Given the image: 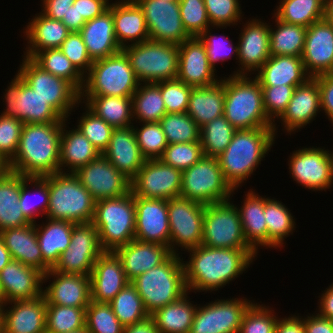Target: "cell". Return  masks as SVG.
<instances>
[{
    "instance_id": "8fae6325",
    "label": "cell",
    "mask_w": 333,
    "mask_h": 333,
    "mask_svg": "<svg viewBox=\"0 0 333 333\" xmlns=\"http://www.w3.org/2000/svg\"><path fill=\"white\" fill-rule=\"evenodd\" d=\"M19 67V76L63 119L82 104L80 92L70 82L44 71L32 59L24 57Z\"/></svg>"
},
{
    "instance_id": "74e56055",
    "label": "cell",
    "mask_w": 333,
    "mask_h": 333,
    "mask_svg": "<svg viewBox=\"0 0 333 333\" xmlns=\"http://www.w3.org/2000/svg\"><path fill=\"white\" fill-rule=\"evenodd\" d=\"M225 103L224 79L214 85L193 87L187 114L201 128L206 123L223 116Z\"/></svg>"
},
{
    "instance_id": "681fc988",
    "label": "cell",
    "mask_w": 333,
    "mask_h": 333,
    "mask_svg": "<svg viewBox=\"0 0 333 333\" xmlns=\"http://www.w3.org/2000/svg\"><path fill=\"white\" fill-rule=\"evenodd\" d=\"M236 129L224 117L216 118L200 128L204 156L217 158L230 144Z\"/></svg>"
},
{
    "instance_id": "b9fcfbb0",
    "label": "cell",
    "mask_w": 333,
    "mask_h": 333,
    "mask_svg": "<svg viewBox=\"0 0 333 333\" xmlns=\"http://www.w3.org/2000/svg\"><path fill=\"white\" fill-rule=\"evenodd\" d=\"M123 333H159L153 318L149 315L142 321L125 326Z\"/></svg>"
},
{
    "instance_id": "be15d7a7",
    "label": "cell",
    "mask_w": 333,
    "mask_h": 333,
    "mask_svg": "<svg viewBox=\"0 0 333 333\" xmlns=\"http://www.w3.org/2000/svg\"><path fill=\"white\" fill-rule=\"evenodd\" d=\"M211 28L212 27L207 28L199 36V39L205 45L209 65L216 71L215 65L217 62H224L233 56H236L235 58L238 59V42L235 46V44L228 38V36H224V33L221 36L212 34Z\"/></svg>"
},
{
    "instance_id": "91938a15",
    "label": "cell",
    "mask_w": 333,
    "mask_h": 333,
    "mask_svg": "<svg viewBox=\"0 0 333 333\" xmlns=\"http://www.w3.org/2000/svg\"><path fill=\"white\" fill-rule=\"evenodd\" d=\"M203 156L201 142L196 141L168 144L159 159L169 166L183 171L197 163Z\"/></svg>"
},
{
    "instance_id": "7402d4cb",
    "label": "cell",
    "mask_w": 333,
    "mask_h": 333,
    "mask_svg": "<svg viewBox=\"0 0 333 333\" xmlns=\"http://www.w3.org/2000/svg\"><path fill=\"white\" fill-rule=\"evenodd\" d=\"M135 239L169 247L168 200L135 196Z\"/></svg>"
},
{
    "instance_id": "89a4df30",
    "label": "cell",
    "mask_w": 333,
    "mask_h": 333,
    "mask_svg": "<svg viewBox=\"0 0 333 333\" xmlns=\"http://www.w3.org/2000/svg\"><path fill=\"white\" fill-rule=\"evenodd\" d=\"M320 89L321 110L333 125V73L314 77Z\"/></svg>"
},
{
    "instance_id": "d6986e66",
    "label": "cell",
    "mask_w": 333,
    "mask_h": 333,
    "mask_svg": "<svg viewBox=\"0 0 333 333\" xmlns=\"http://www.w3.org/2000/svg\"><path fill=\"white\" fill-rule=\"evenodd\" d=\"M144 12L149 40L180 45L190 38L183 27L179 2L135 0Z\"/></svg>"
},
{
    "instance_id": "4fadbf2b",
    "label": "cell",
    "mask_w": 333,
    "mask_h": 333,
    "mask_svg": "<svg viewBox=\"0 0 333 333\" xmlns=\"http://www.w3.org/2000/svg\"><path fill=\"white\" fill-rule=\"evenodd\" d=\"M204 212L205 204L194 200L182 197L168 200L169 249L172 253L180 254L177 246L185 251L202 245Z\"/></svg>"
},
{
    "instance_id": "30bf717a",
    "label": "cell",
    "mask_w": 333,
    "mask_h": 333,
    "mask_svg": "<svg viewBox=\"0 0 333 333\" xmlns=\"http://www.w3.org/2000/svg\"><path fill=\"white\" fill-rule=\"evenodd\" d=\"M235 190L237 189H233L226 181L215 157L203 156L197 163L182 171V198L206 205L231 199Z\"/></svg>"
},
{
    "instance_id": "f907efd6",
    "label": "cell",
    "mask_w": 333,
    "mask_h": 333,
    "mask_svg": "<svg viewBox=\"0 0 333 333\" xmlns=\"http://www.w3.org/2000/svg\"><path fill=\"white\" fill-rule=\"evenodd\" d=\"M113 312L125 327L149 316L136 287L129 282L110 302Z\"/></svg>"
},
{
    "instance_id": "ab89813d",
    "label": "cell",
    "mask_w": 333,
    "mask_h": 333,
    "mask_svg": "<svg viewBox=\"0 0 333 333\" xmlns=\"http://www.w3.org/2000/svg\"><path fill=\"white\" fill-rule=\"evenodd\" d=\"M45 222L35 223L37 240L43 261L53 268L70 244L74 223L49 218Z\"/></svg>"
},
{
    "instance_id": "f1b7e54d",
    "label": "cell",
    "mask_w": 333,
    "mask_h": 333,
    "mask_svg": "<svg viewBox=\"0 0 333 333\" xmlns=\"http://www.w3.org/2000/svg\"><path fill=\"white\" fill-rule=\"evenodd\" d=\"M113 252L120 259L130 282L138 275L162 264L172 254L167 246L136 239L116 248Z\"/></svg>"
},
{
    "instance_id": "f546056e",
    "label": "cell",
    "mask_w": 333,
    "mask_h": 333,
    "mask_svg": "<svg viewBox=\"0 0 333 333\" xmlns=\"http://www.w3.org/2000/svg\"><path fill=\"white\" fill-rule=\"evenodd\" d=\"M3 333H46L44 295L32 300L7 302L4 305Z\"/></svg>"
},
{
    "instance_id": "9a60e30c",
    "label": "cell",
    "mask_w": 333,
    "mask_h": 333,
    "mask_svg": "<svg viewBox=\"0 0 333 333\" xmlns=\"http://www.w3.org/2000/svg\"><path fill=\"white\" fill-rule=\"evenodd\" d=\"M103 252L98 230L92 222L74 224L70 244L52 269L61 273L90 275Z\"/></svg>"
},
{
    "instance_id": "9c48e42d",
    "label": "cell",
    "mask_w": 333,
    "mask_h": 333,
    "mask_svg": "<svg viewBox=\"0 0 333 333\" xmlns=\"http://www.w3.org/2000/svg\"><path fill=\"white\" fill-rule=\"evenodd\" d=\"M140 83H158L177 78V44L147 40L122 48Z\"/></svg>"
},
{
    "instance_id": "277c9868",
    "label": "cell",
    "mask_w": 333,
    "mask_h": 333,
    "mask_svg": "<svg viewBox=\"0 0 333 333\" xmlns=\"http://www.w3.org/2000/svg\"><path fill=\"white\" fill-rule=\"evenodd\" d=\"M249 75L224 77L225 103L223 116L236 130L273 127L264 108L263 91L258 80ZM251 78V79H250Z\"/></svg>"
},
{
    "instance_id": "6f0895ef",
    "label": "cell",
    "mask_w": 333,
    "mask_h": 333,
    "mask_svg": "<svg viewBox=\"0 0 333 333\" xmlns=\"http://www.w3.org/2000/svg\"><path fill=\"white\" fill-rule=\"evenodd\" d=\"M77 128L86 136L93 146L102 154L108 147L114 128L93 113L86 105Z\"/></svg>"
},
{
    "instance_id": "7bdbcfd3",
    "label": "cell",
    "mask_w": 333,
    "mask_h": 333,
    "mask_svg": "<svg viewBox=\"0 0 333 333\" xmlns=\"http://www.w3.org/2000/svg\"><path fill=\"white\" fill-rule=\"evenodd\" d=\"M188 294L189 291L150 315L159 333H190L197 304L191 303Z\"/></svg>"
},
{
    "instance_id": "1f68e13d",
    "label": "cell",
    "mask_w": 333,
    "mask_h": 333,
    "mask_svg": "<svg viewBox=\"0 0 333 333\" xmlns=\"http://www.w3.org/2000/svg\"><path fill=\"white\" fill-rule=\"evenodd\" d=\"M79 33L92 61L104 59L122 50L114 33L113 2L101 15L86 21Z\"/></svg>"
},
{
    "instance_id": "484cf974",
    "label": "cell",
    "mask_w": 333,
    "mask_h": 333,
    "mask_svg": "<svg viewBox=\"0 0 333 333\" xmlns=\"http://www.w3.org/2000/svg\"><path fill=\"white\" fill-rule=\"evenodd\" d=\"M321 111L320 89L315 78L295 88L286 110L278 118L289 135L314 121Z\"/></svg>"
},
{
    "instance_id": "5b68a950",
    "label": "cell",
    "mask_w": 333,
    "mask_h": 333,
    "mask_svg": "<svg viewBox=\"0 0 333 333\" xmlns=\"http://www.w3.org/2000/svg\"><path fill=\"white\" fill-rule=\"evenodd\" d=\"M182 261L179 254L172 253L162 264L131 281L149 315L188 292Z\"/></svg>"
},
{
    "instance_id": "9f6ffc18",
    "label": "cell",
    "mask_w": 333,
    "mask_h": 333,
    "mask_svg": "<svg viewBox=\"0 0 333 333\" xmlns=\"http://www.w3.org/2000/svg\"><path fill=\"white\" fill-rule=\"evenodd\" d=\"M135 136L142 155L149 159H159L168 143L159 122L143 123L141 127H134Z\"/></svg>"
},
{
    "instance_id": "db71d44e",
    "label": "cell",
    "mask_w": 333,
    "mask_h": 333,
    "mask_svg": "<svg viewBox=\"0 0 333 333\" xmlns=\"http://www.w3.org/2000/svg\"><path fill=\"white\" fill-rule=\"evenodd\" d=\"M168 144L200 141V127L185 113H166L159 122Z\"/></svg>"
},
{
    "instance_id": "7dc6e473",
    "label": "cell",
    "mask_w": 333,
    "mask_h": 333,
    "mask_svg": "<svg viewBox=\"0 0 333 333\" xmlns=\"http://www.w3.org/2000/svg\"><path fill=\"white\" fill-rule=\"evenodd\" d=\"M276 8L273 17L306 28L325 16L323 0H280Z\"/></svg>"
},
{
    "instance_id": "f6af8a7d",
    "label": "cell",
    "mask_w": 333,
    "mask_h": 333,
    "mask_svg": "<svg viewBox=\"0 0 333 333\" xmlns=\"http://www.w3.org/2000/svg\"><path fill=\"white\" fill-rule=\"evenodd\" d=\"M264 215L268 229V248L282 247L284 238L293 234L295 220L281 201L264 196Z\"/></svg>"
},
{
    "instance_id": "ffe728a7",
    "label": "cell",
    "mask_w": 333,
    "mask_h": 333,
    "mask_svg": "<svg viewBox=\"0 0 333 333\" xmlns=\"http://www.w3.org/2000/svg\"><path fill=\"white\" fill-rule=\"evenodd\" d=\"M95 201L117 198L131 191V180L102 154L74 173Z\"/></svg>"
},
{
    "instance_id": "ee69618b",
    "label": "cell",
    "mask_w": 333,
    "mask_h": 333,
    "mask_svg": "<svg viewBox=\"0 0 333 333\" xmlns=\"http://www.w3.org/2000/svg\"><path fill=\"white\" fill-rule=\"evenodd\" d=\"M275 29L270 25V55L301 57L307 28L288 24L275 17Z\"/></svg>"
},
{
    "instance_id": "5803f987",
    "label": "cell",
    "mask_w": 333,
    "mask_h": 333,
    "mask_svg": "<svg viewBox=\"0 0 333 333\" xmlns=\"http://www.w3.org/2000/svg\"><path fill=\"white\" fill-rule=\"evenodd\" d=\"M330 155H331V158H332V166H333V151L332 152L330 151Z\"/></svg>"
},
{
    "instance_id": "e0dca14e",
    "label": "cell",
    "mask_w": 333,
    "mask_h": 333,
    "mask_svg": "<svg viewBox=\"0 0 333 333\" xmlns=\"http://www.w3.org/2000/svg\"><path fill=\"white\" fill-rule=\"evenodd\" d=\"M182 171L160 159L146 160L131 180V192L145 199L169 200L180 197Z\"/></svg>"
},
{
    "instance_id": "7a4b0ae2",
    "label": "cell",
    "mask_w": 333,
    "mask_h": 333,
    "mask_svg": "<svg viewBox=\"0 0 333 333\" xmlns=\"http://www.w3.org/2000/svg\"><path fill=\"white\" fill-rule=\"evenodd\" d=\"M61 122L23 124L19 146L9 162L11 172L25 177H44L59 172Z\"/></svg>"
},
{
    "instance_id": "d4e9b609",
    "label": "cell",
    "mask_w": 333,
    "mask_h": 333,
    "mask_svg": "<svg viewBox=\"0 0 333 333\" xmlns=\"http://www.w3.org/2000/svg\"><path fill=\"white\" fill-rule=\"evenodd\" d=\"M177 79L192 87L209 86L219 80L208 62L207 51L199 37H190L178 45Z\"/></svg>"
},
{
    "instance_id": "7c38bea8",
    "label": "cell",
    "mask_w": 333,
    "mask_h": 333,
    "mask_svg": "<svg viewBox=\"0 0 333 333\" xmlns=\"http://www.w3.org/2000/svg\"><path fill=\"white\" fill-rule=\"evenodd\" d=\"M226 200L205 205L202 245L213 248L253 249L245 240L237 206Z\"/></svg>"
},
{
    "instance_id": "680465c9",
    "label": "cell",
    "mask_w": 333,
    "mask_h": 333,
    "mask_svg": "<svg viewBox=\"0 0 333 333\" xmlns=\"http://www.w3.org/2000/svg\"><path fill=\"white\" fill-rule=\"evenodd\" d=\"M278 319L271 307L254 302L243 316L239 333H275Z\"/></svg>"
},
{
    "instance_id": "8d00e7d4",
    "label": "cell",
    "mask_w": 333,
    "mask_h": 333,
    "mask_svg": "<svg viewBox=\"0 0 333 333\" xmlns=\"http://www.w3.org/2000/svg\"><path fill=\"white\" fill-rule=\"evenodd\" d=\"M257 72L255 78L261 87L299 86L311 78L297 56H270Z\"/></svg>"
},
{
    "instance_id": "4dcf8cb0",
    "label": "cell",
    "mask_w": 333,
    "mask_h": 333,
    "mask_svg": "<svg viewBox=\"0 0 333 333\" xmlns=\"http://www.w3.org/2000/svg\"><path fill=\"white\" fill-rule=\"evenodd\" d=\"M102 155L130 180L146 161L139 149L133 126L114 129Z\"/></svg>"
},
{
    "instance_id": "bcb514c9",
    "label": "cell",
    "mask_w": 333,
    "mask_h": 333,
    "mask_svg": "<svg viewBox=\"0 0 333 333\" xmlns=\"http://www.w3.org/2000/svg\"><path fill=\"white\" fill-rule=\"evenodd\" d=\"M144 84V85H143ZM133 120L139 123L160 122L167 113L158 83H140L132 95Z\"/></svg>"
},
{
    "instance_id": "b9f144b4",
    "label": "cell",
    "mask_w": 333,
    "mask_h": 333,
    "mask_svg": "<svg viewBox=\"0 0 333 333\" xmlns=\"http://www.w3.org/2000/svg\"><path fill=\"white\" fill-rule=\"evenodd\" d=\"M80 102L114 129L133 126L132 97L80 96Z\"/></svg>"
},
{
    "instance_id": "8c879c8a",
    "label": "cell",
    "mask_w": 333,
    "mask_h": 333,
    "mask_svg": "<svg viewBox=\"0 0 333 333\" xmlns=\"http://www.w3.org/2000/svg\"><path fill=\"white\" fill-rule=\"evenodd\" d=\"M42 11L46 17L62 21L63 16H66L70 6L73 5L75 0H41Z\"/></svg>"
},
{
    "instance_id": "a7ac6f4b",
    "label": "cell",
    "mask_w": 333,
    "mask_h": 333,
    "mask_svg": "<svg viewBox=\"0 0 333 333\" xmlns=\"http://www.w3.org/2000/svg\"><path fill=\"white\" fill-rule=\"evenodd\" d=\"M60 50L71 61L75 68L85 76L93 61L88 55L86 45L79 32H70L63 41Z\"/></svg>"
},
{
    "instance_id": "979ff035",
    "label": "cell",
    "mask_w": 333,
    "mask_h": 333,
    "mask_svg": "<svg viewBox=\"0 0 333 333\" xmlns=\"http://www.w3.org/2000/svg\"><path fill=\"white\" fill-rule=\"evenodd\" d=\"M324 18L333 25V0H328L325 3V16Z\"/></svg>"
},
{
    "instance_id": "ac0fdd59",
    "label": "cell",
    "mask_w": 333,
    "mask_h": 333,
    "mask_svg": "<svg viewBox=\"0 0 333 333\" xmlns=\"http://www.w3.org/2000/svg\"><path fill=\"white\" fill-rule=\"evenodd\" d=\"M314 146L294 150L289 157V173L303 187L326 191L333 185V166L330 151Z\"/></svg>"
},
{
    "instance_id": "b62a3aed",
    "label": "cell",
    "mask_w": 333,
    "mask_h": 333,
    "mask_svg": "<svg viewBox=\"0 0 333 333\" xmlns=\"http://www.w3.org/2000/svg\"><path fill=\"white\" fill-rule=\"evenodd\" d=\"M6 304V300H5V296L3 293V290L1 288V284H0V305H5Z\"/></svg>"
},
{
    "instance_id": "f35d334b",
    "label": "cell",
    "mask_w": 333,
    "mask_h": 333,
    "mask_svg": "<svg viewBox=\"0 0 333 333\" xmlns=\"http://www.w3.org/2000/svg\"><path fill=\"white\" fill-rule=\"evenodd\" d=\"M243 205L238 207L243 234L247 243L258 253V247L268 249V229L264 215V197L249 189Z\"/></svg>"
},
{
    "instance_id": "5bb4252c",
    "label": "cell",
    "mask_w": 333,
    "mask_h": 333,
    "mask_svg": "<svg viewBox=\"0 0 333 333\" xmlns=\"http://www.w3.org/2000/svg\"><path fill=\"white\" fill-rule=\"evenodd\" d=\"M5 93L3 102L5 101L6 109L0 113L4 116L17 118L24 124H46L63 120L18 73L5 89Z\"/></svg>"
},
{
    "instance_id": "11a10c76",
    "label": "cell",
    "mask_w": 333,
    "mask_h": 333,
    "mask_svg": "<svg viewBox=\"0 0 333 333\" xmlns=\"http://www.w3.org/2000/svg\"><path fill=\"white\" fill-rule=\"evenodd\" d=\"M85 329L89 333H123L124 326L115 316L109 303L91 300L86 308Z\"/></svg>"
},
{
    "instance_id": "6da1fadb",
    "label": "cell",
    "mask_w": 333,
    "mask_h": 333,
    "mask_svg": "<svg viewBox=\"0 0 333 333\" xmlns=\"http://www.w3.org/2000/svg\"><path fill=\"white\" fill-rule=\"evenodd\" d=\"M186 251L190 253V260L182 262L189 292H212L225 287L243 274L258 255L254 249L213 248L204 245Z\"/></svg>"
},
{
    "instance_id": "52a82bcc",
    "label": "cell",
    "mask_w": 333,
    "mask_h": 333,
    "mask_svg": "<svg viewBox=\"0 0 333 333\" xmlns=\"http://www.w3.org/2000/svg\"><path fill=\"white\" fill-rule=\"evenodd\" d=\"M104 251H114L135 239V196L130 191L117 198L95 202L92 221Z\"/></svg>"
},
{
    "instance_id": "83f0119b",
    "label": "cell",
    "mask_w": 333,
    "mask_h": 333,
    "mask_svg": "<svg viewBox=\"0 0 333 333\" xmlns=\"http://www.w3.org/2000/svg\"><path fill=\"white\" fill-rule=\"evenodd\" d=\"M0 284L6 303L32 300L43 295V273L18 260H11L0 271Z\"/></svg>"
},
{
    "instance_id": "60d3db41",
    "label": "cell",
    "mask_w": 333,
    "mask_h": 333,
    "mask_svg": "<svg viewBox=\"0 0 333 333\" xmlns=\"http://www.w3.org/2000/svg\"><path fill=\"white\" fill-rule=\"evenodd\" d=\"M22 185L23 175L11 171L0 179V231L32 223L19 204Z\"/></svg>"
},
{
    "instance_id": "603a6c76",
    "label": "cell",
    "mask_w": 333,
    "mask_h": 333,
    "mask_svg": "<svg viewBox=\"0 0 333 333\" xmlns=\"http://www.w3.org/2000/svg\"><path fill=\"white\" fill-rule=\"evenodd\" d=\"M301 58L312 78L333 73V25L325 18L307 28Z\"/></svg>"
},
{
    "instance_id": "c3c4849f",
    "label": "cell",
    "mask_w": 333,
    "mask_h": 333,
    "mask_svg": "<svg viewBox=\"0 0 333 333\" xmlns=\"http://www.w3.org/2000/svg\"><path fill=\"white\" fill-rule=\"evenodd\" d=\"M32 60L44 71L70 82L81 92L84 85V76L75 68L60 48L42 50Z\"/></svg>"
},
{
    "instance_id": "4316f807",
    "label": "cell",
    "mask_w": 333,
    "mask_h": 333,
    "mask_svg": "<svg viewBox=\"0 0 333 333\" xmlns=\"http://www.w3.org/2000/svg\"><path fill=\"white\" fill-rule=\"evenodd\" d=\"M129 282L116 254L104 251L90 273L91 300L109 303Z\"/></svg>"
},
{
    "instance_id": "003e7915",
    "label": "cell",
    "mask_w": 333,
    "mask_h": 333,
    "mask_svg": "<svg viewBox=\"0 0 333 333\" xmlns=\"http://www.w3.org/2000/svg\"><path fill=\"white\" fill-rule=\"evenodd\" d=\"M23 124L17 118L0 115V155L9 162L17 152Z\"/></svg>"
},
{
    "instance_id": "6125c7cd",
    "label": "cell",
    "mask_w": 333,
    "mask_h": 333,
    "mask_svg": "<svg viewBox=\"0 0 333 333\" xmlns=\"http://www.w3.org/2000/svg\"><path fill=\"white\" fill-rule=\"evenodd\" d=\"M204 4L212 29H225L230 25H238L242 20L239 0H204Z\"/></svg>"
},
{
    "instance_id": "e575fe53",
    "label": "cell",
    "mask_w": 333,
    "mask_h": 333,
    "mask_svg": "<svg viewBox=\"0 0 333 333\" xmlns=\"http://www.w3.org/2000/svg\"><path fill=\"white\" fill-rule=\"evenodd\" d=\"M33 17L23 29L29 45L22 57L30 59L42 50L60 48L70 33L62 21L46 17L41 12Z\"/></svg>"
},
{
    "instance_id": "d6a6232c",
    "label": "cell",
    "mask_w": 333,
    "mask_h": 333,
    "mask_svg": "<svg viewBox=\"0 0 333 333\" xmlns=\"http://www.w3.org/2000/svg\"><path fill=\"white\" fill-rule=\"evenodd\" d=\"M11 258L46 274L51 268L43 261L35 223L0 231Z\"/></svg>"
},
{
    "instance_id": "2644e50d",
    "label": "cell",
    "mask_w": 333,
    "mask_h": 333,
    "mask_svg": "<svg viewBox=\"0 0 333 333\" xmlns=\"http://www.w3.org/2000/svg\"><path fill=\"white\" fill-rule=\"evenodd\" d=\"M109 5V0H77V12L79 18L89 21L101 15Z\"/></svg>"
},
{
    "instance_id": "deb4b68c",
    "label": "cell",
    "mask_w": 333,
    "mask_h": 333,
    "mask_svg": "<svg viewBox=\"0 0 333 333\" xmlns=\"http://www.w3.org/2000/svg\"><path fill=\"white\" fill-rule=\"evenodd\" d=\"M10 171L11 169L9 161H7L2 155H0V179L6 176Z\"/></svg>"
},
{
    "instance_id": "09005b40",
    "label": "cell",
    "mask_w": 333,
    "mask_h": 333,
    "mask_svg": "<svg viewBox=\"0 0 333 333\" xmlns=\"http://www.w3.org/2000/svg\"><path fill=\"white\" fill-rule=\"evenodd\" d=\"M12 260L9 250L0 237V271Z\"/></svg>"
},
{
    "instance_id": "44dd1931",
    "label": "cell",
    "mask_w": 333,
    "mask_h": 333,
    "mask_svg": "<svg viewBox=\"0 0 333 333\" xmlns=\"http://www.w3.org/2000/svg\"><path fill=\"white\" fill-rule=\"evenodd\" d=\"M238 40V67L233 75L256 74L270 58V23L261 19H249L243 25ZM254 71V72H253ZM252 72V73H251Z\"/></svg>"
},
{
    "instance_id": "3957f363",
    "label": "cell",
    "mask_w": 333,
    "mask_h": 333,
    "mask_svg": "<svg viewBox=\"0 0 333 333\" xmlns=\"http://www.w3.org/2000/svg\"><path fill=\"white\" fill-rule=\"evenodd\" d=\"M273 127L236 130L230 144L217 157L226 181L233 189L242 187L256 171L275 141Z\"/></svg>"
},
{
    "instance_id": "03108f58",
    "label": "cell",
    "mask_w": 333,
    "mask_h": 333,
    "mask_svg": "<svg viewBox=\"0 0 333 333\" xmlns=\"http://www.w3.org/2000/svg\"><path fill=\"white\" fill-rule=\"evenodd\" d=\"M296 87L297 86L290 85L262 87L265 113L274 123L273 129L275 137L278 129L275 119H278L286 110Z\"/></svg>"
},
{
    "instance_id": "67dfc351",
    "label": "cell",
    "mask_w": 333,
    "mask_h": 333,
    "mask_svg": "<svg viewBox=\"0 0 333 333\" xmlns=\"http://www.w3.org/2000/svg\"><path fill=\"white\" fill-rule=\"evenodd\" d=\"M4 305H0V333H3Z\"/></svg>"
},
{
    "instance_id": "2a66077c",
    "label": "cell",
    "mask_w": 333,
    "mask_h": 333,
    "mask_svg": "<svg viewBox=\"0 0 333 333\" xmlns=\"http://www.w3.org/2000/svg\"><path fill=\"white\" fill-rule=\"evenodd\" d=\"M62 22L65 24L70 32H79L83 25L86 23L84 18H79L77 12V0L70 6L66 16H63Z\"/></svg>"
},
{
    "instance_id": "d590c367",
    "label": "cell",
    "mask_w": 333,
    "mask_h": 333,
    "mask_svg": "<svg viewBox=\"0 0 333 333\" xmlns=\"http://www.w3.org/2000/svg\"><path fill=\"white\" fill-rule=\"evenodd\" d=\"M66 120L62 124L59 151V172L75 173L92 160L96 159L100 152L75 126L72 130L67 129ZM67 169H66V168ZM67 170V171H66Z\"/></svg>"
},
{
    "instance_id": "11e5206c",
    "label": "cell",
    "mask_w": 333,
    "mask_h": 333,
    "mask_svg": "<svg viewBox=\"0 0 333 333\" xmlns=\"http://www.w3.org/2000/svg\"><path fill=\"white\" fill-rule=\"evenodd\" d=\"M318 299V314L333 320V283L324 290Z\"/></svg>"
},
{
    "instance_id": "8992f818",
    "label": "cell",
    "mask_w": 333,
    "mask_h": 333,
    "mask_svg": "<svg viewBox=\"0 0 333 333\" xmlns=\"http://www.w3.org/2000/svg\"><path fill=\"white\" fill-rule=\"evenodd\" d=\"M48 191L49 204L45 218L74 224L93 221L96 201L74 173L49 175Z\"/></svg>"
},
{
    "instance_id": "f5cc1de1",
    "label": "cell",
    "mask_w": 333,
    "mask_h": 333,
    "mask_svg": "<svg viewBox=\"0 0 333 333\" xmlns=\"http://www.w3.org/2000/svg\"><path fill=\"white\" fill-rule=\"evenodd\" d=\"M31 188L34 187L35 191L31 193ZM34 185V186H33ZM29 186V187H28ZM29 189V190H28ZM35 192V193H34ZM39 196V202L34 203L35 199L30 196L37 194ZM37 196V198H38ZM33 197V196H32ZM34 200V201H32ZM36 202V201H35ZM19 204L24 215L32 222L36 223V218L42 215L45 216L49 204V191H48V176L44 177H25L23 176V185L21 186V193ZM42 212V213H41Z\"/></svg>"
},
{
    "instance_id": "603ad722",
    "label": "cell",
    "mask_w": 333,
    "mask_h": 333,
    "mask_svg": "<svg viewBox=\"0 0 333 333\" xmlns=\"http://www.w3.org/2000/svg\"><path fill=\"white\" fill-rule=\"evenodd\" d=\"M69 333H89V332L84 328V329L76 330V331L69 332Z\"/></svg>"
},
{
    "instance_id": "ba28073f",
    "label": "cell",
    "mask_w": 333,
    "mask_h": 333,
    "mask_svg": "<svg viewBox=\"0 0 333 333\" xmlns=\"http://www.w3.org/2000/svg\"><path fill=\"white\" fill-rule=\"evenodd\" d=\"M139 84L126 54L121 50L93 61L89 72L84 76L80 96L132 97Z\"/></svg>"
},
{
    "instance_id": "94428289",
    "label": "cell",
    "mask_w": 333,
    "mask_h": 333,
    "mask_svg": "<svg viewBox=\"0 0 333 333\" xmlns=\"http://www.w3.org/2000/svg\"><path fill=\"white\" fill-rule=\"evenodd\" d=\"M179 7L183 27L190 37H199L212 27L204 0H180Z\"/></svg>"
},
{
    "instance_id": "34e18365",
    "label": "cell",
    "mask_w": 333,
    "mask_h": 333,
    "mask_svg": "<svg viewBox=\"0 0 333 333\" xmlns=\"http://www.w3.org/2000/svg\"><path fill=\"white\" fill-rule=\"evenodd\" d=\"M275 333H305L302 316L291 315L279 318L275 327Z\"/></svg>"
},
{
    "instance_id": "2e32d148",
    "label": "cell",
    "mask_w": 333,
    "mask_h": 333,
    "mask_svg": "<svg viewBox=\"0 0 333 333\" xmlns=\"http://www.w3.org/2000/svg\"><path fill=\"white\" fill-rule=\"evenodd\" d=\"M253 302L236 297L197 306L190 333H239L243 316Z\"/></svg>"
},
{
    "instance_id": "816d5d0a",
    "label": "cell",
    "mask_w": 333,
    "mask_h": 333,
    "mask_svg": "<svg viewBox=\"0 0 333 333\" xmlns=\"http://www.w3.org/2000/svg\"><path fill=\"white\" fill-rule=\"evenodd\" d=\"M86 308L49 304L46 301V333H69L85 328Z\"/></svg>"
},
{
    "instance_id": "836d02e7",
    "label": "cell",
    "mask_w": 333,
    "mask_h": 333,
    "mask_svg": "<svg viewBox=\"0 0 333 333\" xmlns=\"http://www.w3.org/2000/svg\"><path fill=\"white\" fill-rule=\"evenodd\" d=\"M113 20L114 33L121 48L149 40L144 12L135 0L115 1Z\"/></svg>"
},
{
    "instance_id": "cb8c5ba5",
    "label": "cell",
    "mask_w": 333,
    "mask_h": 333,
    "mask_svg": "<svg viewBox=\"0 0 333 333\" xmlns=\"http://www.w3.org/2000/svg\"><path fill=\"white\" fill-rule=\"evenodd\" d=\"M50 280L43 289L49 304L87 308L91 302L90 275L56 272L52 268L43 274V283Z\"/></svg>"
},
{
    "instance_id": "753ad0ef",
    "label": "cell",
    "mask_w": 333,
    "mask_h": 333,
    "mask_svg": "<svg viewBox=\"0 0 333 333\" xmlns=\"http://www.w3.org/2000/svg\"><path fill=\"white\" fill-rule=\"evenodd\" d=\"M316 314L303 318L305 333H333V320Z\"/></svg>"
},
{
    "instance_id": "e7e4bbea",
    "label": "cell",
    "mask_w": 333,
    "mask_h": 333,
    "mask_svg": "<svg viewBox=\"0 0 333 333\" xmlns=\"http://www.w3.org/2000/svg\"><path fill=\"white\" fill-rule=\"evenodd\" d=\"M192 86L186 85L181 80L172 79L160 82V91L165 103L167 113H185Z\"/></svg>"
}]
</instances>
